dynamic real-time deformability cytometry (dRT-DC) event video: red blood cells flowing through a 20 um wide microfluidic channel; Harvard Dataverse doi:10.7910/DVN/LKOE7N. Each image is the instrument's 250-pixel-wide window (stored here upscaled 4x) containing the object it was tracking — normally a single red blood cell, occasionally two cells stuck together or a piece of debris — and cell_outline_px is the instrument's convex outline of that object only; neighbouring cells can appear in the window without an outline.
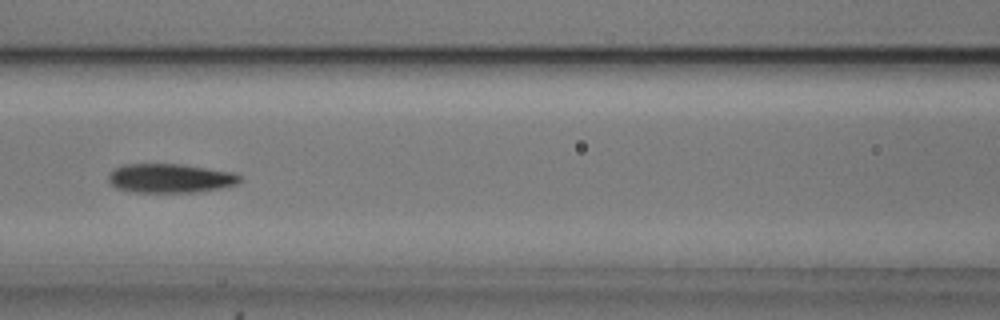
{"species": "common noctule bat (a hibernating species)", "species_latin": "Nyctalus noctula", "temperature_condition": "cold", "stored_images_in_passage": 39, "camera_frame_rate_fps": 3000, "um_per_image_px": 0.085, "animal": {"sex": "male", "body_mass_g": 20.5, "forearm_length_mm": 52.5}, "frame": {"image": 1, "passage_image": 12, "time_ms": 3.667, "image_size_px": [1000, 320], "cell_outline_px": [[244, 180], [236, 184], [220, 188], [200, 192], [132, 192], [116, 188], [108, 180], [108, 176], [112, 168], [124, 164], [180, 164], [232, 172], [240, 176]], "centroid_in_image_um": [14.44, 15.15], "position_along_channel_um": 152.2, "area_um2": 22.37}}
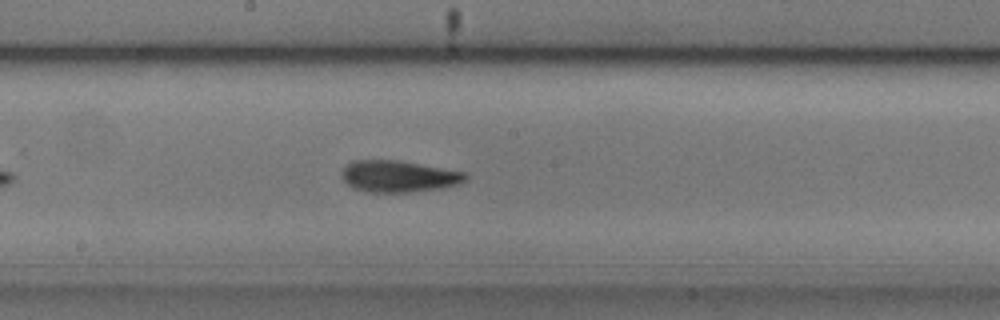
{"frame": {"image": 2, "passage_image": 17, "time_ms": 5.333, "image_size_px": [1000, 320], "cell_outline_px": [[468, 180], [460, 184], [440, 188], [408, 192], [364, 192], [348, 184], [340, 176], [340, 172], [352, 160], [396, 160], [464, 172], [468, 176]], "centroid_in_image_um": [33.87, 14.99], "position_along_channel_um": 214.3, "area_um2": 22.66}, "authors_computed_cell_mechanics": {"area_um2": 22.1952, "velocity_mm_per_s": 3.7335, "shape_relaxation_time_tau1_ms": 2.9381, "shape_relaxation_time_tau2_ms": 5.0132, "deformation_change_tau1": 0.1438, "deformation_change_tau2": 0.1509}}